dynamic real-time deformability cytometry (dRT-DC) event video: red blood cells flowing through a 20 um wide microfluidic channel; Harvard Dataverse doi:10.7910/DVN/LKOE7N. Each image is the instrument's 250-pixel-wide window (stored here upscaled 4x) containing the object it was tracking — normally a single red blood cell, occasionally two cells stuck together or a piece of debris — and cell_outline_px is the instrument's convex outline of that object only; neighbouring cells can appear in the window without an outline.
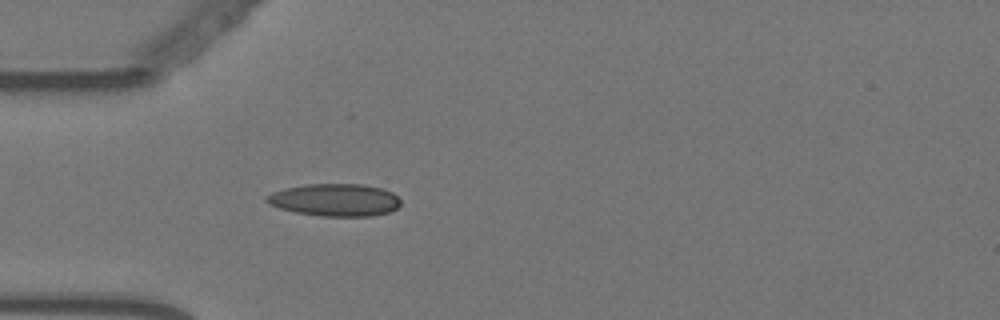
{"species": "Egyptian fruit bat (a non-hibernating species)", "species_latin": "Rousettus aegyptiacus", "temperature_condition": "warm", "stored_images_in_passage": 29, "camera_frame_rate_fps": 3000, "um_per_image_px": 0.085, "animal": {"sex": "female"}, "frame": {"image": 1, "passage_image": 1, "time_ms": 0.0, "image_size_px": [1000, 320], "cell_outline_px": [[400, 204], [396, 208], [388, 212], [372, 216], [320, 216], [296, 212], [280, 208], [264, 200], [272, 192], [284, 188], [308, 184], [364, 184], [384, 188], [392, 192], [400, 200]], "centroid_in_image_um": [28.5, 16.98], "position_along_channel_um": 56.5, "area_um2": 25.26}}
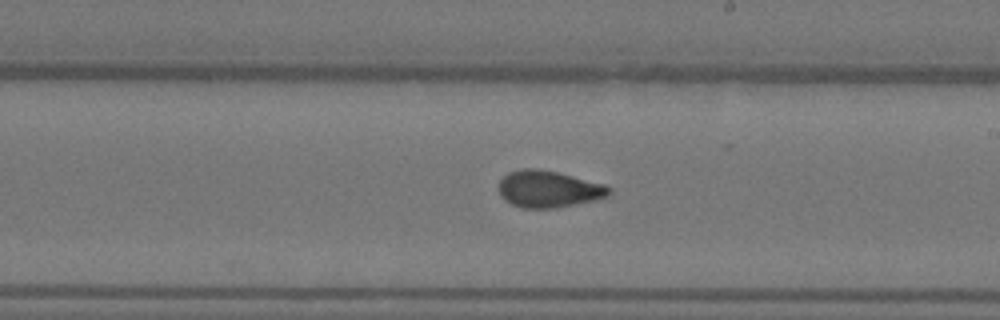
{"frame": {"image": 2, "passage_image": 17, "time_ms": 5.333, "image_size_px": [1000, 320], "cell_outline_px": [[612, 192], [608, 196], [596, 200], [556, 208], [524, 208], [512, 204], [504, 200], [500, 196], [500, 180], [508, 172], [520, 168], [540, 168], [604, 184], [612, 188]], "centroid_in_image_um": [46.64, 16.07], "position_along_channel_um": 242.4, "area_um2": 23.76}}
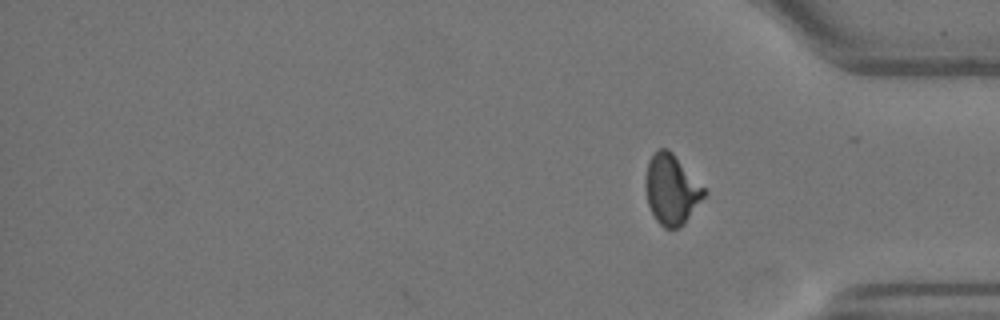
{"frame": {"image": 3, "passage_image": 29, "time_ms": 9.333, "image_size_px": [1000, 320], "cell_outline_px": [[708, 192], [684, 224], [680, 228], [664, 228], [656, 220], [648, 204], [644, 184], [644, 180], [648, 160], [660, 148], [668, 148], [672, 152]], "centroid_in_image_um": [57.07, 16.11], "position_along_channel_um": 378.1, "area_um2": 23.87}, "authors_computed_cell_mechanics": {"area_um2": 23.5246, "velocity_mm_per_s": 3.5603, "shape_relaxation_time_tau1_ms": 5.7822, "shape_relaxation_time_tau2_ms": 1.4981, "deformation_change_tau1": 0.1949, "deformation_change_tau2": 0.0727}}